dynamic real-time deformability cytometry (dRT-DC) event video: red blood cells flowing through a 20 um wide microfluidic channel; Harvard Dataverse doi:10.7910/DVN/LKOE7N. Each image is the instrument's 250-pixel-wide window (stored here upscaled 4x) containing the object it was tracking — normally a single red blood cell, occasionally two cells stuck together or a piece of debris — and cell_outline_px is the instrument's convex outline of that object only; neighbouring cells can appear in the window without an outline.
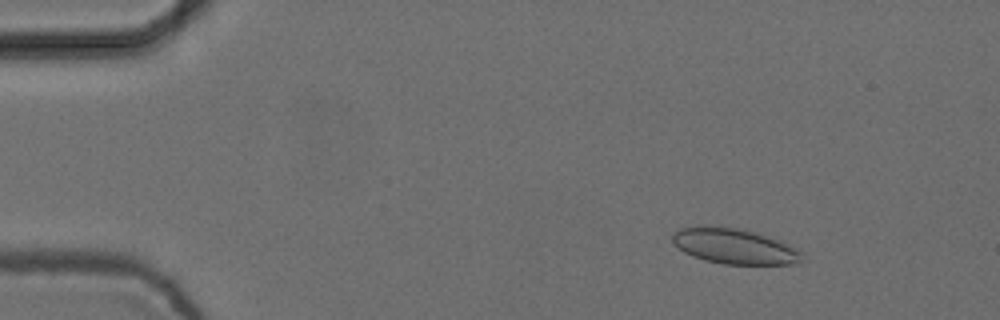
{"species": "common noctule bat (a hibernating species)", "species_latin": "Nyctalus noctula", "temperature_condition": "cold", "stored_images_in_passage": 7, "camera_frame_rate_fps": 3000, "um_per_image_px": 0.085, "animal": {"sex": "female", "body_mass_g": 24.6, "forearm_length_mm": 56.2}, "frame": {"image": 1, "passage_image": 3, "time_ms": 0.667, "image_size_px": [1000, 320], "cell_outline_px": [[808, 260], [800, 264], [724, 264], [704, 260], [692, 256], [684, 252], [672, 240], [672, 232], [680, 228], [696, 224], [736, 228], [784, 240], [804, 252]], "centroid_in_image_um": [62.51, 20.93], "position_along_channel_um": 22.5, "area_um2": 27.51}}
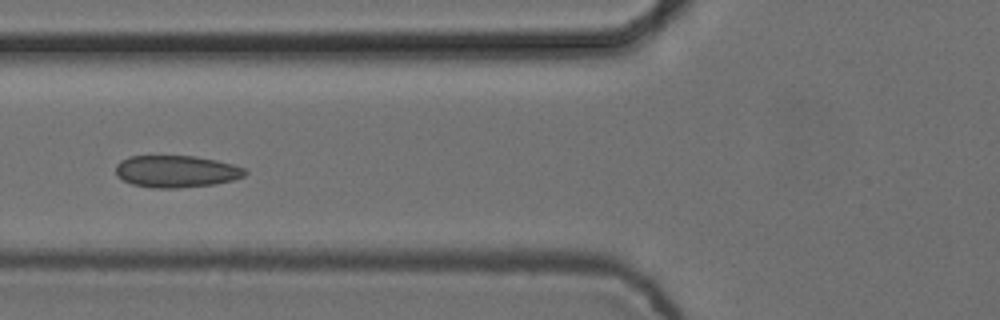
{"frame": {"image": 2, "passage_image": 7, "time_ms": 2.0, "image_size_px": [1000, 320], "cell_outline_px": [[248, 172], [244, 176], [232, 180], [216, 184], [176, 188], [156, 188], [132, 184], [116, 176], [116, 164], [120, 160], [128, 156], [196, 156], [216, 160], [232, 164], [244, 168]], "centroid_in_image_um": [14.97, 14.56], "position_along_channel_um": 110.8, "area_um2": 24.16}}